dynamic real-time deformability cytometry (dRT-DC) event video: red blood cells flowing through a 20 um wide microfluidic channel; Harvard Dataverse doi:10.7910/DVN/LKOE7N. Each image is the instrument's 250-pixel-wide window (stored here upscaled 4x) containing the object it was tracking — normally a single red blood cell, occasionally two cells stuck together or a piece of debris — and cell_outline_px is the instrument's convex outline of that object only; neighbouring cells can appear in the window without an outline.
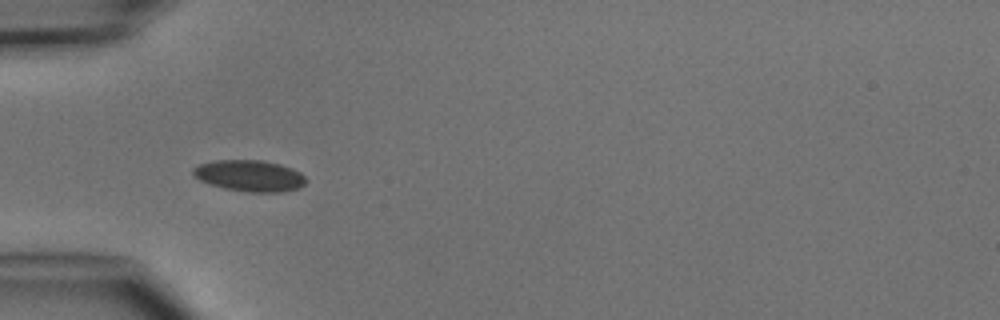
{"species": "common noctule bat (a hibernating species)", "species_latin": "Nyctalus noctula", "temperature_condition": "cold", "stored_images_in_passage": 5, "camera_frame_rate_fps": 3000, "um_per_image_px": 0.085, "animal": {"sex": "male", "body_mass_g": 15.6}, "frame": {"image": 1, "passage_image": 4, "time_ms": 4.333, "image_size_px": [1000, 320], "cell_outline_px": [[308, 180], [304, 184], [296, 188], [280, 192], [252, 192], [224, 188], [200, 180], [192, 176], [192, 168], [196, 164], [212, 160], [264, 160], [280, 164], [292, 168], [300, 172]], "centroid_in_image_um": [21.18, 14.91], "position_along_channel_um": 63.8, "area_um2": 20.69}}